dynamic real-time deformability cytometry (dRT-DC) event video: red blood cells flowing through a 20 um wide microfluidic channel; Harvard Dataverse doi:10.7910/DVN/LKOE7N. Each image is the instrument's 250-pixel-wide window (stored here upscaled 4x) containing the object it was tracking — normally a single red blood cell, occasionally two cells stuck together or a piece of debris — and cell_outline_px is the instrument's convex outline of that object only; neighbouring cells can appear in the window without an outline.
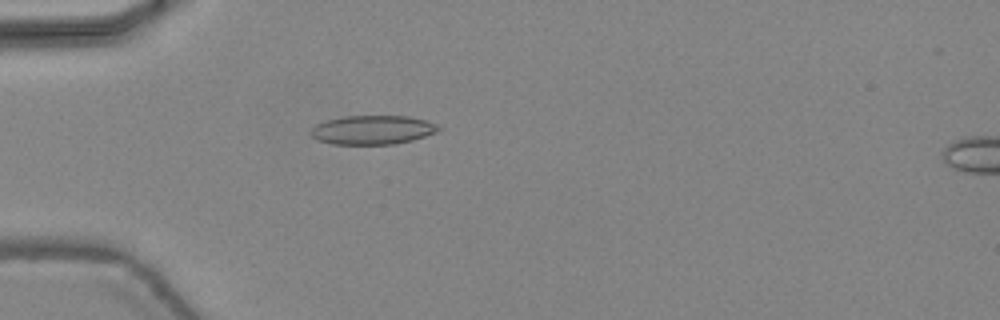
{"species": "common noctule bat (a hibernating species)", "species_latin": "Nyctalus noctula", "temperature_condition": "warm", "stored_images_in_passage": 47, "camera_frame_rate_fps": 3000, "um_per_image_px": 0.085, "animal": {"sex": "female", "body_mass_g": 24.6, "forearm_length_mm": 56.2}, "frame": {"image": 1, "passage_image": 15, "time_ms": 4.667, "image_size_px": [1000, 320], "cell_outline_px": [[440, 128], [436, 132], [412, 140], [396, 144], [332, 144], [316, 140], [308, 132], [316, 124], [328, 120], [344, 116], [408, 116], [424, 120], [436, 124]], "centroid_in_image_um": [31.62, 11.04], "position_along_channel_um": 53.4, "area_um2": 21.5}}
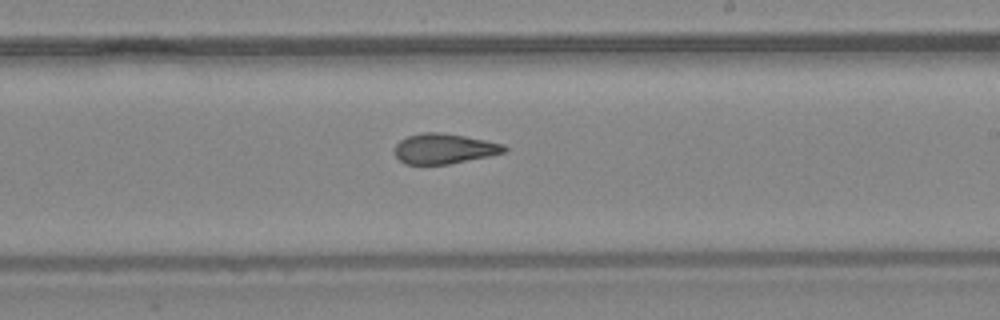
{"frame": {"image": 2, "passage_image": 29, "time_ms": 9.333, "image_size_px": [1000, 320], "cell_outline_px": [[508, 148], [504, 152], [488, 156], [448, 164], [404, 164], [396, 156], [396, 144], [400, 140], [408, 136], [424, 132], [440, 132], [464, 136], [504, 144]], "centroid_in_image_um": [37.75, 12.63], "position_along_channel_um": 251.3, "area_um2": 19.02}}
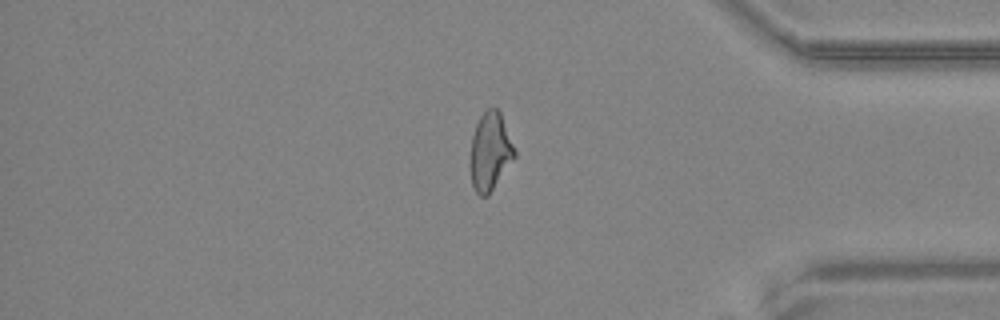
{"frame": {"image": 3, "passage_image": 40, "time_ms": 13.0, "image_size_px": [1000, 320], "cell_outline_px": [[516, 156], [488, 196], [480, 196], [476, 192], [472, 184], [468, 164], [468, 160], [472, 136], [476, 124], [480, 116], [488, 108], [496, 108], [500, 112], [516, 152]], "centroid_in_image_um": [41.62, 12.91], "position_along_channel_um": 393.6, "area_um2": 20.35}, "authors_computed_cell_mechanics": {"area_um2": 20.4612, "velocity_mm_per_s": 4.4921, "shape_relaxation_time_tau1_ms": null, "shape_relaxation_time_tau2_ms": 1.8741, "deformation_change_tau1": null, "deformation_change_tau2": 0.0878}}